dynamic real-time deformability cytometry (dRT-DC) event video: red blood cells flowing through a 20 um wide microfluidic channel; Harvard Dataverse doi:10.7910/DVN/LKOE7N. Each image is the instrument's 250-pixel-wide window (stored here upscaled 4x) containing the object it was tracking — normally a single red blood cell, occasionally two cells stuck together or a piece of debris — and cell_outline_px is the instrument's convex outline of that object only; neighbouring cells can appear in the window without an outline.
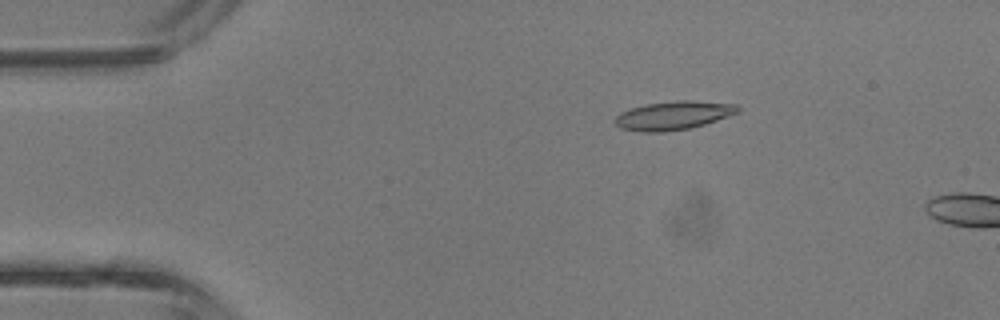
{"species": "common noctule bat (a hibernating species)", "species_latin": "Nyctalus noctula", "temperature_condition": "room temperature", "stored_images_in_passage": 4, "camera_frame_rate_fps": 3000, "um_per_image_px": 0.085, "animal": {"sex": "male", "body_mass_g": 13.3}, "frame": {"image": 1, "passage_image": 1, "time_ms": 0.0, "image_size_px": [1000, 320], "cell_outline_px": [[740, 112], [704, 124], [688, 128], [664, 132], [644, 132], [620, 128], [616, 124], [616, 116], [620, 112], [632, 108], [648, 104], [680, 100], [692, 100], [736, 104], [740, 108]], "centroid_in_image_um": [57.26, 9.81], "position_along_channel_um": 27.7, "area_um2": 20.23}}